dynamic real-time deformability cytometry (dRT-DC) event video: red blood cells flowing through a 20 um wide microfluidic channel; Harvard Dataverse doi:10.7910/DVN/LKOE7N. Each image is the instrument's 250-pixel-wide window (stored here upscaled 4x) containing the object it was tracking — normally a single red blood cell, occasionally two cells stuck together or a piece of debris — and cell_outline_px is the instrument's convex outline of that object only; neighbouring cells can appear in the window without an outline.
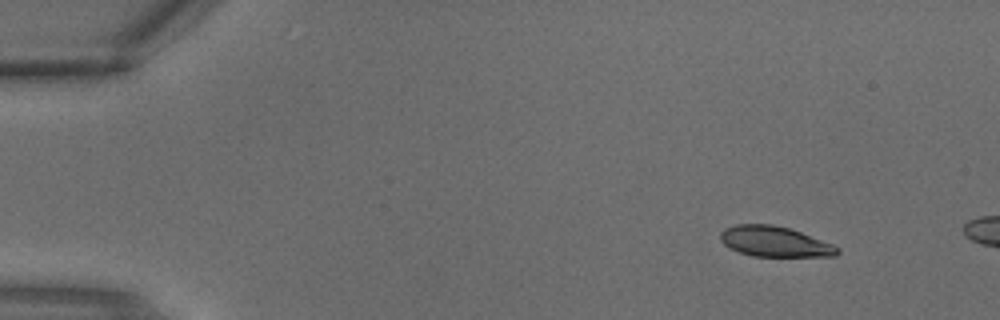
{"species": "common noctule bat (a hibernating species)", "species_latin": "Nyctalus noctula", "temperature_condition": "warm", "stored_images_in_passage": 2, "camera_frame_rate_fps": 3000, "um_per_image_px": 0.085, "animal": {"sex": "male", "body_mass_g": 18.8}, "frame": {"image": 1, "passage_image": 1, "time_ms": 0.0, "image_size_px": [1000, 320], "cell_outline_px": [[840, 252], [836, 256], [752, 256], [728, 248], [720, 240], [720, 232], [724, 228], [736, 224], [772, 224], [788, 228], [800, 232], [832, 244], [840, 248]], "centroid_in_image_um": [65.81, 20.53], "position_along_channel_um": 19.2, "area_um2": 20.69}}